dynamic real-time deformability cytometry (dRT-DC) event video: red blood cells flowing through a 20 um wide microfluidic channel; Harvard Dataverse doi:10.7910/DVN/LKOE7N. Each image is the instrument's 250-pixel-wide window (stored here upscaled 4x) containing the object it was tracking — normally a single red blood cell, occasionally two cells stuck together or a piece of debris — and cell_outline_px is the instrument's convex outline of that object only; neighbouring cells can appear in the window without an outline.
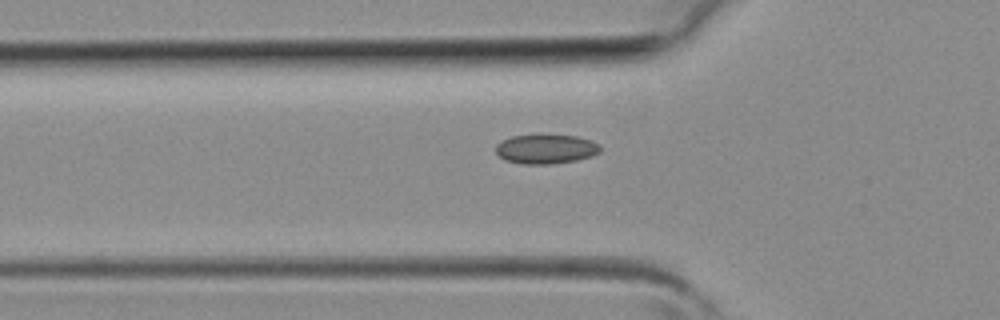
{"species": "common noctule bat (a hibernating species)", "species_latin": "Nyctalus noctula", "temperature_condition": "room temperature", "stored_images_in_passage": 3, "camera_frame_rate_fps": 3000, "um_per_image_px": 0.085, "animal": {"sex": "female", "body_mass_g": 19.3, "forearm_length_mm": 54.1}, "frame": {"image": 1, "passage_image": 3, "time_ms": 0.667, "image_size_px": [1000, 320], "cell_outline_px": [[600, 152], [592, 156], [576, 160], [552, 164], [520, 164], [504, 160], [496, 152], [496, 144], [500, 140], [512, 136], [540, 132], [576, 136], [600, 144]], "centroid_in_image_um": [46.36, 12.63], "position_along_channel_um": 79.4, "area_um2": 18.61}}